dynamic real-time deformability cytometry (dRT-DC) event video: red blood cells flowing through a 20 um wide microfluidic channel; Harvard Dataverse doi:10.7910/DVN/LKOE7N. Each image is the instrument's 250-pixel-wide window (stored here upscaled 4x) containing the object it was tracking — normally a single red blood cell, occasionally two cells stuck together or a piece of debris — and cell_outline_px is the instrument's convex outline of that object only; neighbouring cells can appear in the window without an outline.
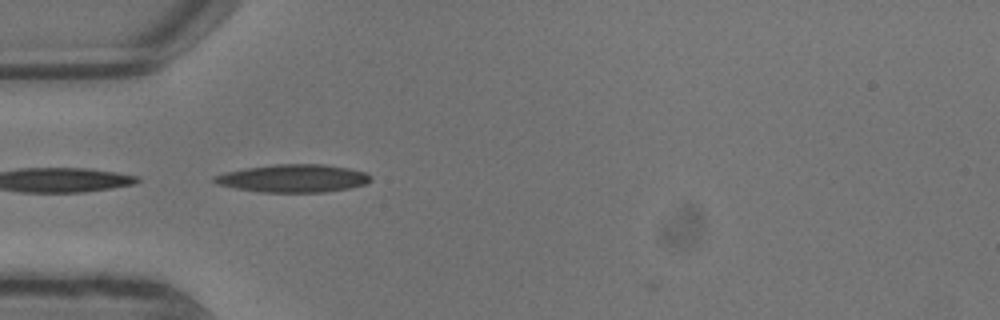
{"species": "common noctule bat (a hibernating species)", "species_latin": "Nyctalus noctula", "temperature_condition": "warm", "stored_images_in_passage": 3, "camera_frame_rate_fps": 3000, "um_per_image_px": 0.085, "animal": {"sex": "male", "body_mass_g": 13.3}, "frame": {"image": 1, "passage_image": 1, "time_ms": 0.0, "image_size_px": [1000, 320], "cell_outline_px": [[372, 180], [368, 184], [352, 188], [324, 192], [260, 192], [236, 188], [216, 184], [212, 180], [212, 176], [224, 172], [244, 168], [276, 164], [324, 164], [348, 168], [364, 172], [372, 176]], "centroid_in_image_um": [24.93, 15.16], "position_along_channel_um": 60.1, "area_um2": 25.66}}